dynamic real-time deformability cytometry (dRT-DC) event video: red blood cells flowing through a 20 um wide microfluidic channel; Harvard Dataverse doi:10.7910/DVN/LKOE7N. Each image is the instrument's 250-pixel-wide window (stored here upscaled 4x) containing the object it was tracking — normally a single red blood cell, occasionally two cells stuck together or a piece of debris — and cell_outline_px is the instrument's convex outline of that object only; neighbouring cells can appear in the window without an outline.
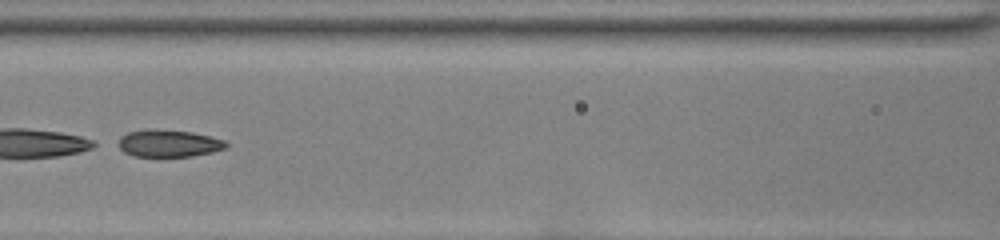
{"species": "common noctule bat (a hibernating species)", "species_latin": "Nyctalus noctula", "temperature_condition": "room temperature", "stored_images_in_passage": 53, "segment_of_instrument_passage": [2, 2], "camera_frame_rate_fps": 3000, "um_per_image_px": 0.085, "animal": {"sex": "female", "body_mass_g": 22.0, "forearm_length_mm": 56.7}, "frame": {"image": 1, "passage_image": 28, "time_ms": 9.0, "image_size_px": [1000, 240], "cell_outline_px": [[228, 144], [224, 148], [212, 152], [192, 156], [132, 156], [124, 152], [120, 148], [120, 136], [128, 132], [144, 128], [152, 128], [192, 132], [224, 140]], "centroid_in_image_um": [14.3, 12.17], "position_along_channel_um": 152.3, "area_um2": 17.05}}
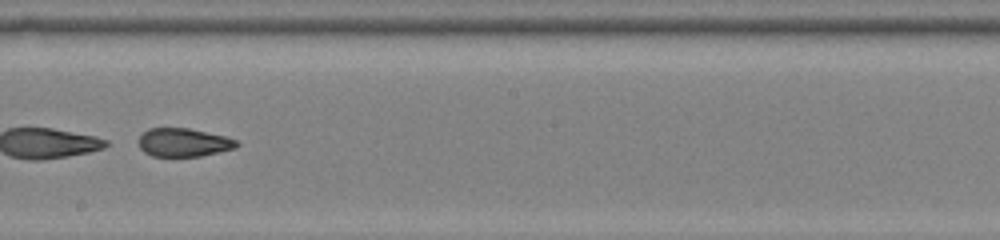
{"frame": {"image": 2, "passage_image": 34, "time_ms": 11.0, "image_size_px": [1000, 240], "cell_outline_px": [[240, 144], [236, 148], [200, 156], [152, 156], [144, 152], [140, 148], [140, 136], [148, 128], [188, 128], [224, 136], [236, 140]], "centroid_in_image_um": [15.61, 12.11], "position_along_channel_um": 232.6, "area_um2": 16.07}}